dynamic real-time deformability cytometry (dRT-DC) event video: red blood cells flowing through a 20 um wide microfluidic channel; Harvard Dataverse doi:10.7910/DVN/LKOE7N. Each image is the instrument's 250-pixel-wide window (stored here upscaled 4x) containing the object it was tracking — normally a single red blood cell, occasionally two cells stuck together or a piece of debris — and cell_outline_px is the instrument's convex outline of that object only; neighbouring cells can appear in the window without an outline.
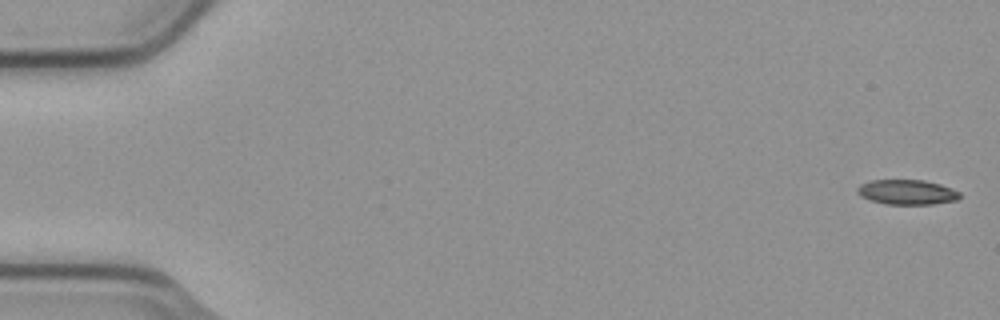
{"species": "common noctule bat (a hibernating species)", "species_latin": "Nyctalus noctula", "temperature_condition": "cold", "stored_images_in_passage": 3, "camera_frame_rate_fps": 3000, "um_per_image_px": 0.085, "animal": {"sex": "male", "body_mass_g": 23.1, "forearm_length_mm": 52.7}, "frame": {"image": 1, "passage_image": 1, "time_ms": 0.0, "image_size_px": [1000, 320], "cell_outline_px": [[960, 196], [956, 200], [932, 204], [888, 204], [872, 200], [860, 196], [856, 192], [856, 188], [860, 184], [872, 180], [924, 180], [940, 184], [952, 188], [960, 192]], "centroid_in_image_um": [77.08, 16.32], "position_along_channel_um": 7.9, "area_um2": 14.8}}